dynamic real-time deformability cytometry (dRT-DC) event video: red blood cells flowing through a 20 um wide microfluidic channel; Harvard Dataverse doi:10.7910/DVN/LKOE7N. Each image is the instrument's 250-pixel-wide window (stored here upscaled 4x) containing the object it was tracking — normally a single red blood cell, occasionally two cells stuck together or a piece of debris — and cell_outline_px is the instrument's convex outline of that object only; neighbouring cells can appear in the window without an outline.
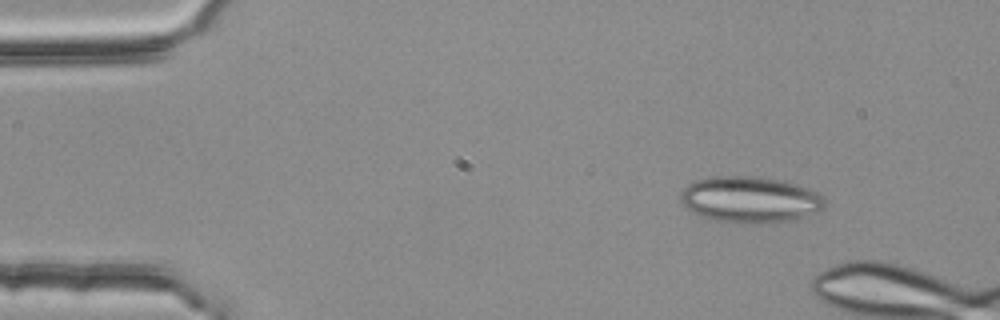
{"species": "common noctule bat (a hibernating species)", "species_latin": "Nyctalus noctula", "temperature_condition": "room temperature", "stored_images_in_passage": 3, "camera_frame_rate_fps": 3000, "um_per_image_px": 0.085, "animal": {"sex": "female", "body_mass_g": 25.1}, "frame": {"image": 1, "passage_image": 1, "time_ms": 0.0, "image_size_px": [1000, 320], "cell_outline_px": [[824, 208], [816, 212], [792, 220], [768, 224], [740, 224], [712, 220], [684, 208], [680, 200], [680, 192], [688, 184], [696, 180], [716, 176], [756, 176], [784, 180], [808, 188], [824, 196]], "centroid_in_image_um": [63.74, 16.98], "position_along_channel_um": 21.3, "area_um2": 39.42}}